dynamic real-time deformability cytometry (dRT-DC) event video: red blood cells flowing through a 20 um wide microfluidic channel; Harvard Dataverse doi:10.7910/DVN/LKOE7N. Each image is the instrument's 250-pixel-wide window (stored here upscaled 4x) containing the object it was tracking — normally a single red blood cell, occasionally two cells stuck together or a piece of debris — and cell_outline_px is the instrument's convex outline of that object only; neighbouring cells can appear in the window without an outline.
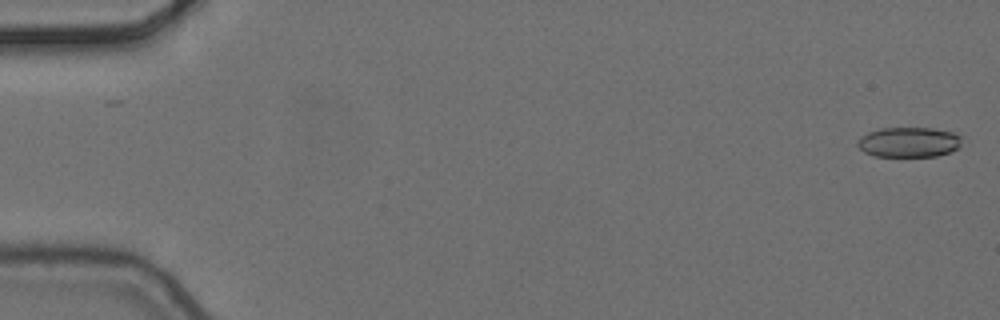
{"species": "common noctule bat (a hibernating species)", "species_latin": "Nyctalus noctula", "temperature_condition": "cold", "stored_images_in_passage": 2, "camera_frame_rate_fps": 3000, "um_per_image_px": 0.085, "animal": {"sex": "female", "body_mass_g": 24.6, "forearm_length_mm": 56.2}, "frame": {"image": 1, "passage_image": 2, "time_ms": 0.333, "image_size_px": [1000, 320], "cell_outline_px": [[960, 148], [936, 156], [876, 156], [864, 152], [856, 144], [856, 140], [860, 136], [868, 132], [880, 128], [932, 128], [952, 132], [960, 136]], "centroid_in_image_um": [77.21, 12.08], "position_along_channel_um": 7.8, "area_um2": 18.26}}